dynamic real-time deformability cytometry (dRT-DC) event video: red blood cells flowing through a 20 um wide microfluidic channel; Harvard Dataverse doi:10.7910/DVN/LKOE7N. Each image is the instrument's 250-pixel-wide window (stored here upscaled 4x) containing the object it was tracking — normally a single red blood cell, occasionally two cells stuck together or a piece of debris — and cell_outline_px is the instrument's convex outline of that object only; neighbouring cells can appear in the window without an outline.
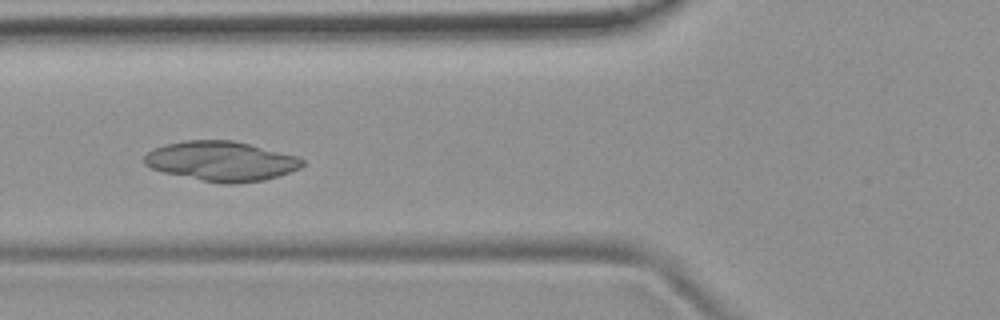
{"species": "common noctule bat (a hibernating species)", "species_latin": "Nyctalus noctula", "temperature_condition": "room temperature", "stored_images_in_passage": 8, "camera_frame_rate_fps": 3000, "um_per_image_px": 0.085, "animal": {"sex": "female", "body_mass_g": 19.9}, "frame": {"image": 1, "passage_image": 6, "time_ms": 1.667, "image_size_px": [1000, 320], "cell_outline_px": [[304, 164], [300, 168], [264, 180], [236, 184], [224, 184], [164, 172], [152, 168], [144, 164], [144, 156], [152, 148], [184, 140], [232, 140], [300, 156], [304, 160]], "centroid_in_image_um": [18.83, 13.69], "position_along_channel_um": 107.0, "area_um2": 36.41}}
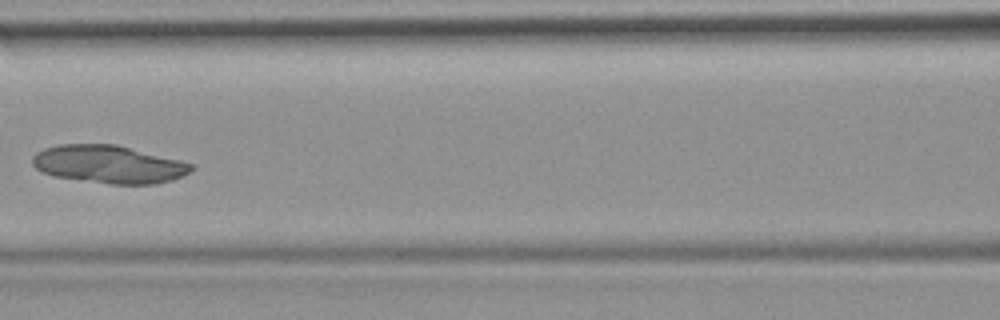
{"frame": {"image": 2, "passage_image": 7, "time_ms": 2.0, "image_size_px": [1000, 320], "cell_outline_px": [[192, 168], [188, 172], [172, 180], [156, 184], [112, 184], [52, 176], [40, 172], [32, 164], [32, 156], [36, 152], [44, 148], [60, 144], [116, 144], [180, 160], [192, 164]], "centroid_in_image_um": [9.19, 13.96], "position_along_channel_um": 157.4, "area_um2": 35.03}}
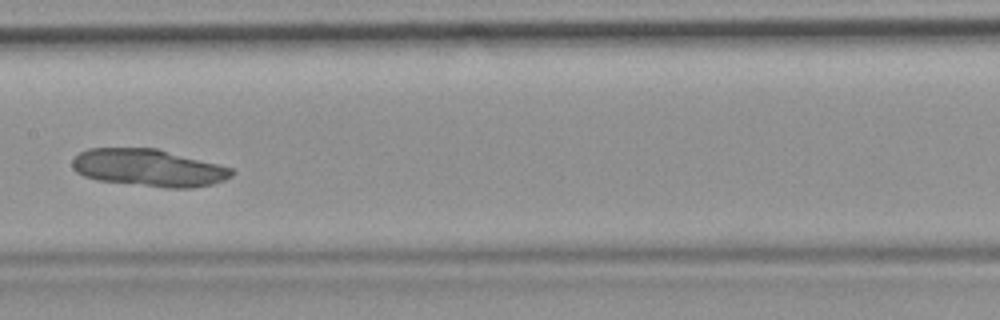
{"frame": {"image": 3, "passage_image": 8, "time_ms": 2.333, "image_size_px": [1000, 320], "cell_outline_px": [[236, 172], [232, 176], [224, 180], [212, 184], [192, 188], [164, 188], [96, 180], [84, 176], [76, 172], [72, 168], [72, 160], [80, 152], [88, 148], [156, 148], [232, 168]], "centroid_in_image_um": [12.62, 14.27], "position_along_channel_um": 194.8, "area_um2": 34.74}}